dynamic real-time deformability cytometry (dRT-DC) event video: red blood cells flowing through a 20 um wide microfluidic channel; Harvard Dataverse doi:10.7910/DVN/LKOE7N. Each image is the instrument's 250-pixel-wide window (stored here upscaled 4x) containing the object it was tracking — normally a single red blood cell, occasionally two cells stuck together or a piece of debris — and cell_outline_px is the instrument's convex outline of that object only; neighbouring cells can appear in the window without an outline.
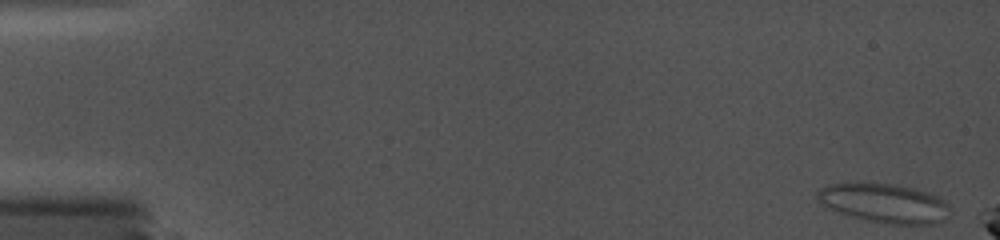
{"species": "common noctule bat (a hibernating species)", "species_latin": "Nyctalus noctula", "temperature_condition": "cold", "stored_images_in_passage": 19, "camera_frame_rate_fps": 5000, "um_per_image_px": 0.085, "animal": {"sex": "female", "body_mass_g": 19.0, "forearm_length_mm": 56.7}, "frame": {"image": 1, "passage_image": 1, "time_ms": 0.0, "image_size_px": [1000, 240], "cell_outline_px": [[948, 208], [944, 220], [932, 224], [896, 224], [872, 220], [852, 216], [840, 212], [824, 204], [816, 196], [816, 192], [820, 188], [828, 184], [892, 184], [912, 188], [928, 192], [944, 200], [948, 204]], "centroid_in_image_um": [75.19, 17.26], "position_along_channel_um": 9.8, "area_um2": 29.19}}